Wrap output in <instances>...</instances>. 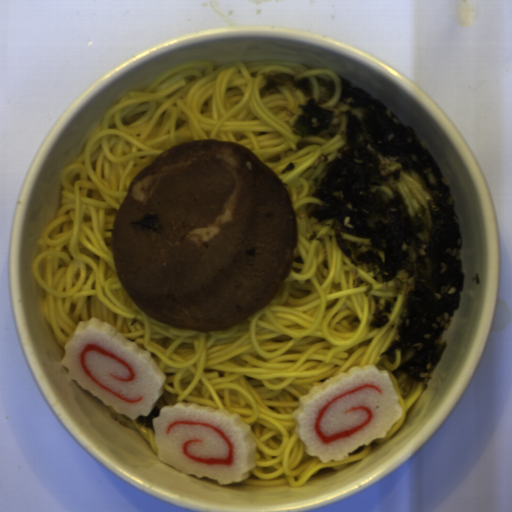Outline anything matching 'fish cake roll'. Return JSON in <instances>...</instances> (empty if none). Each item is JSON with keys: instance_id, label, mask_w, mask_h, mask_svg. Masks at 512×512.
<instances>
[{"instance_id": "obj_1", "label": "fish cake roll", "mask_w": 512, "mask_h": 512, "mask_svg": "<svg viewBox=\"0 0 512 512\" xmlns=\"http://www.w3.org/2000/svg\"><path fill=\"white\" fill-rule=\"evenodd\" d=\"M402 413L388 371L366 365L312 387L292 415L307 454L327 463L343 461L361 445L385 438Z\"/></svg>"}, {"instance_id": "obj_2", "label": "fish cake roll", "mask_w": 512, "mask_h": 512, "mask_svg": "<svg viewBox=\"0 0 512 512\" xmlns=\"http://www.w3.org/2000/svg\"><path fill=\"white\" fill-rule=\"evenodd\" d=\"M160 462L220 485L248 478L256 467L251 426L230 411L194 402L161 408L152 420Z\"/></svg>"}, {"instance_id": "obj_3", "label": "fish cake roll", "mask_w": 512, "mask_h": 512, "mask_svg": "<svg viewBox=\"0 0 512 512\" xmlns=\"http://www.w3.org/2000/svg\"><path fill=\"white\" fill-rule=\"evenodd\" d=\"M68 377L105 406L131 418L149 416L162 396L166 375L149 351L98 318L78 322L64 346Z\"/></svg>"}]
</instances>
